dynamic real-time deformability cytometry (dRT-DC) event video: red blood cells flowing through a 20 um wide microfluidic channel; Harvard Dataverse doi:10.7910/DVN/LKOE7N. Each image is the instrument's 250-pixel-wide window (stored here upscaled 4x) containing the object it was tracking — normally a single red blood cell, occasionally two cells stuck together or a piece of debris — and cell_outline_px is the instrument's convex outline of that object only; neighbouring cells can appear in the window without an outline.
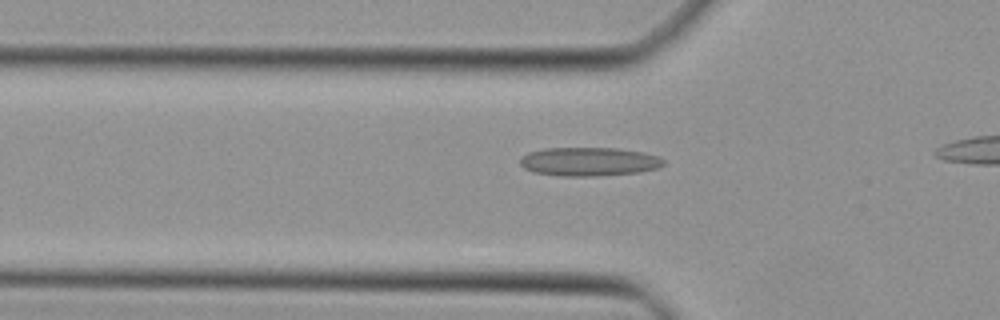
{"species": "Egyptian fruit bat (a non-hibernating species)", "species_latin": "Rousettus aegyptiacus", "temperature_condition": "cold", "stored_images_in_passage": 19, "camera_frame_rate_fps": 3000, "um_per_image_px": 0.085, "animal": {"sex": "female"}, "frame": {"image": 1, "passage_image": 8, "time_ms": 2.333, "image_size_px": [1000, 320], "cell_outline_px": [[664, 164], [656, 168], [640, 172], [596, 176], [560, 176], [532, 172], [524, 168], [520, 164], [520, 156], [528, 152], [544, 148], [616, 148], [640, 152], [660, 156], [664, 160]], "centroid_in_image_um": [50.02, 13.74], "position_along_channel_um": 75.8, "area_um2": 24.1}}
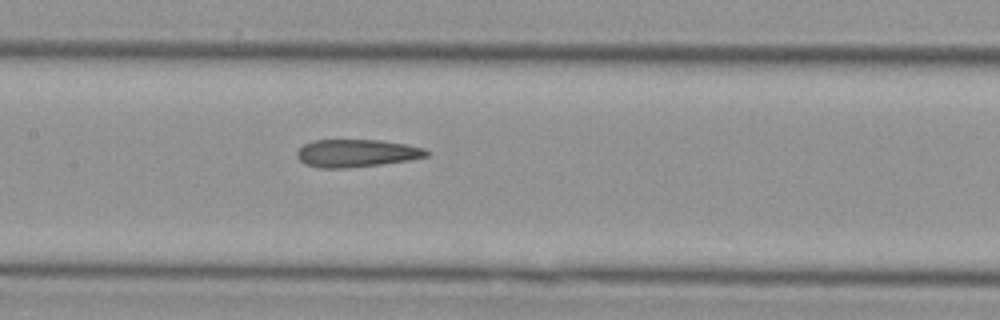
{"frame": {"image": 2, "passage_image": 15, "time_ms": 4.667, "image_size_px": [1000, 320], "cell_outline_px": [[428, 156], [408, 160], [380, 164], [344, 168], [320, 168], [304, 164], [296, 156], [296, 152], [304, 144], [312, 140], [380, 140], [404, 144], [424, 148], [428, 152]], "centroid_in_image_um": [30.26, 13.02], "position_along_channel_um": 177.1, "area_um2": 20.75}}
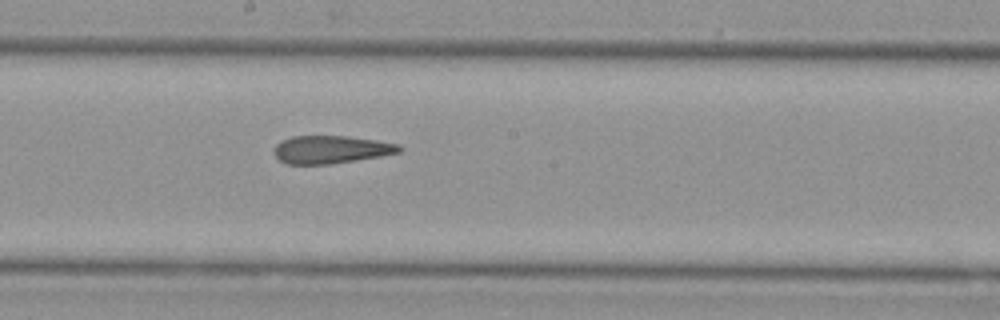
{"frame": {"image": 3, "passage_image": 18, "time_ms": 5.667, "image_size_px": [1000, 320], "cell_outline_px": [[404, 148], [400, 152], [380, 156], [356, 160], [328, 164], [284, 164], [272, 152], [276, 144], [280, 140], [292, 136], [348, 136], [376, 140], [400, 144]], "centroid_in_image_um": [28.12, 12.7], "position_along_channel_um": 220.1, "area_um2": 20.46}}